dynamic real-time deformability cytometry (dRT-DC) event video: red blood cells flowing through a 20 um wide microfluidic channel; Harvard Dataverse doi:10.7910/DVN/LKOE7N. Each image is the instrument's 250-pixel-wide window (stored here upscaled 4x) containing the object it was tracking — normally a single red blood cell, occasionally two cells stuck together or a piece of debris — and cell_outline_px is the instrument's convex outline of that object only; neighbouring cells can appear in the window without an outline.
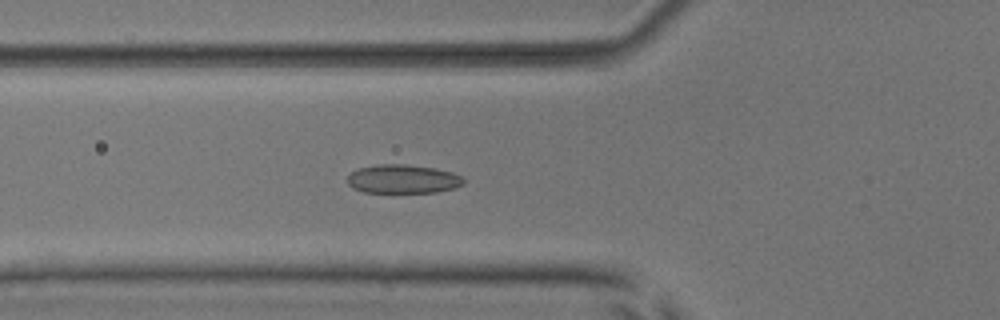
{"species": "common noctule bat (a hibernating species)", "species_latin": "Nyctalus noctula", "temperature_condition": "room temperature", "stored_images_in_passage": 52, "camera_frame_rate_fps": 3000, "um_per_image_px": 0.085, "animal": {"sex": "male", "body_mass_g": 17.9, "forearm_length_mm": 54.2}, "frame": {"image": 1, "passage_image": 19, "time_ms": 6.0, "image_size_px": [1000, 320], "cell_outline_px": [[464, 184], [456, 188], [436, 192], [364, 192], [352, 188], [348, 184], [348, 176], [352, 172], [360, 168], [380, 164], [408, 164], [436, 168], [452, 172], [460, 176], [464, 180]], "centroid_in_image_um": [34.27, 15.21], "position_along_channel_um": 91.5, "area_um2": 19.48}}
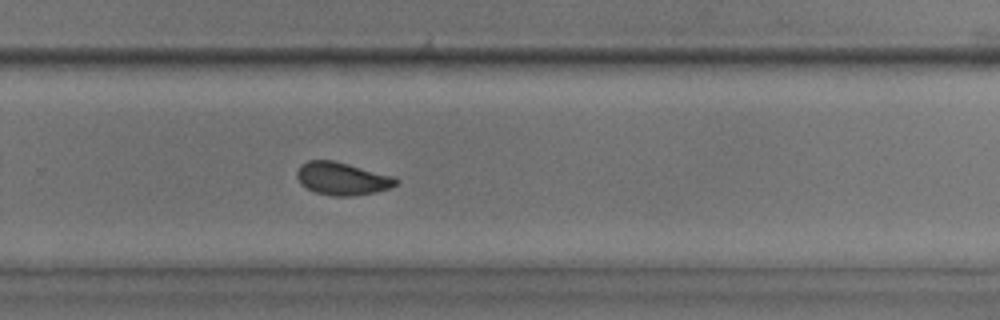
{"frame": {"image": 2, "passage_image": 35, "time_ms": 11.333, "image_size_px": [1000, 320], "cell_outline_px": [[400, 180], [396, 184], [388, 188], [376, 192], [352, 196], [332, 196], [316, 192], [300, 184], [296, 176], [296, 172], [300, 164], [308, 160], [332, 160], [348, 164], [392, 176]], "centroid_in_image_um": [29.04, 15.18], "position_along_channel_um": 300.8, "area_um2": 18.79}}
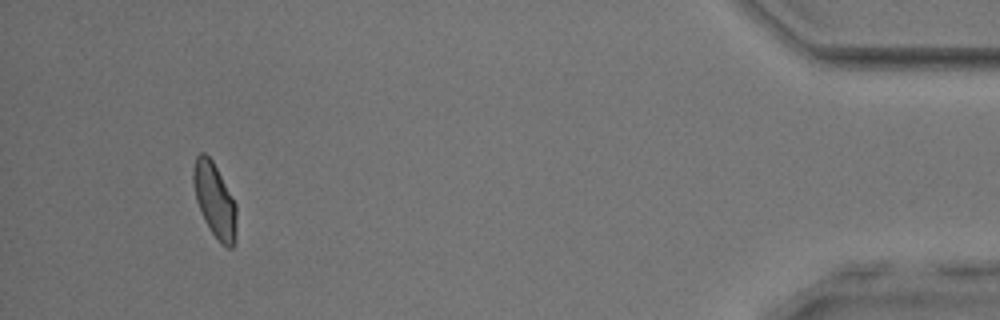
{"frame": {"image": 3, "passage_image": 49, "time_ms": 16.0, "image_size_px": [1000, 320], "cell_outline_px": [[236, 240], [232, 248], [228, 248], [220, 244], [204, 220], [200, 212], [196, 200], [192, 180], [192, 172], [196, 156], [200, 152], [204, 152], [212, 160], [236, 204]], "centroid_in_image_um": [18.24, 17.04], "position_along_channel_um": 417.0, "area_um2": 18.79}, "authors_computed_cell_mechanics": {"area_um2": 19.2763, "velocity_mm_per_s": 3.9277, "shape_relaxation_time_tau1_ms": 6.5003, "shape_relaxation_time_tau2_ms": 1.6344, "deformation_change_tau1": 0.1353, "deformation_change_tau2": 0.0661}}